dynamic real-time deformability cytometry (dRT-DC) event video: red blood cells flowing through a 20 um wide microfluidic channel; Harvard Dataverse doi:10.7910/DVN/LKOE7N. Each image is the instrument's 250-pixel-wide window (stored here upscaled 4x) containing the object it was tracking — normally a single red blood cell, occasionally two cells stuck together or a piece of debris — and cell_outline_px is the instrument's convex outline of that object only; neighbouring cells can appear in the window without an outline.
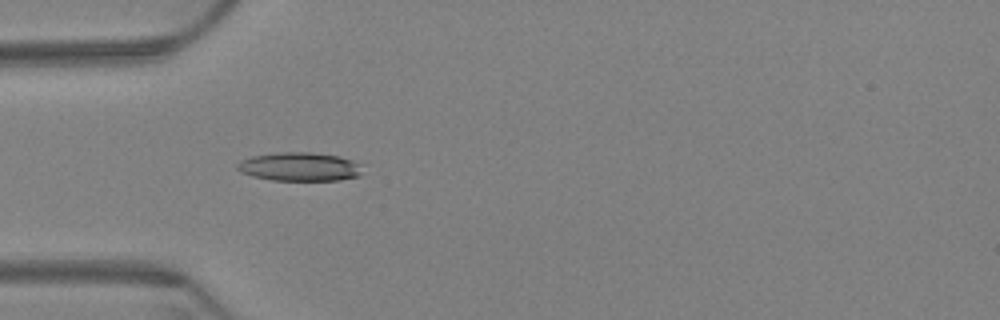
{"species": "Egyptian fruit bat (a non-hibernating species)", "species_latin": "Rousettus aegyptiacus", "temperature_condition": "warm", "stored_images_in_passage": 7, "camera_frame_rate_fps": 3000, "um_per_image_px": 0.085, "animal": {"sex": "female"}, "frame": {"image": 1, "passage_image": 6, "time_ms": 1.667, "image_size_px": [1000, 320], "cell_outline_px": [[360, 176], [340, 180], [272, 180], [252, 176], [240, 172], [236, 168], [236, 164], [240, 160], [252, 156], [280, 152], [312, 152], [340, 156], [352, 160], [360, 164]], "centroid_in_image_um": [25.44, 14.17], "position_along_channel_um": 59.6, "area_um2": 20.98}}